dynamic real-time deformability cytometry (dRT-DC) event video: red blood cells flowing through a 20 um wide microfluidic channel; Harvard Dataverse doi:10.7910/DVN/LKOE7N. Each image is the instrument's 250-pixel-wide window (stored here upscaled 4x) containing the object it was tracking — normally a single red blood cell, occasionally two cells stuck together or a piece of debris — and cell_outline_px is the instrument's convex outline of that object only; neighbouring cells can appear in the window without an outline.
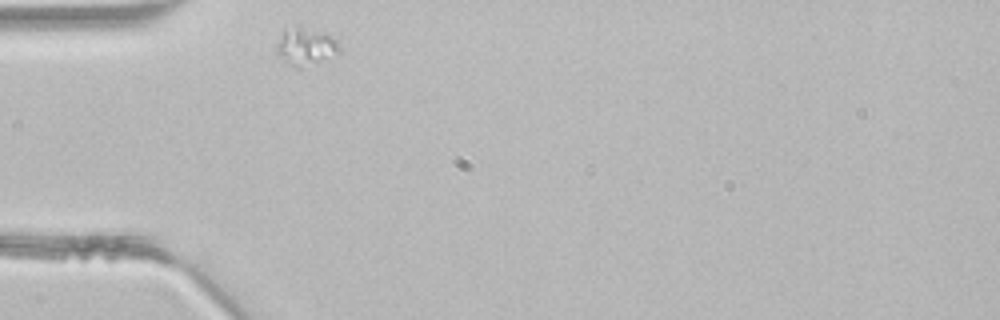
{"species": "common noctule bat (a hibernating species)", "species_latin": "Nyctalus noctula", "temperature_condition": "room temperature", "stored_images_in_passage": 1, "camera_frame_rate_fps": 3000, "um_per_image_px": 0.085, "animal": {"sex": "male", "body_mass_g": 21.5, "forearm_length_mm": 52.0}, "frame": {"image": 1, "passage_image": 1, "time_ms": 0.0, "image_size_px": [1000, 320], "cell_outline_px": [[340, 52], [336, 56], [300, 68], [296, 68], [284, 64], [276, 52], [276, 44], [284, 28], [296, 24], [300, 24], [328, 32], [340, 36]], "centroid_in_image_um": [26.04, 3.89], "position_along_channel_um": 59.0, "area_um2": 15.09}}